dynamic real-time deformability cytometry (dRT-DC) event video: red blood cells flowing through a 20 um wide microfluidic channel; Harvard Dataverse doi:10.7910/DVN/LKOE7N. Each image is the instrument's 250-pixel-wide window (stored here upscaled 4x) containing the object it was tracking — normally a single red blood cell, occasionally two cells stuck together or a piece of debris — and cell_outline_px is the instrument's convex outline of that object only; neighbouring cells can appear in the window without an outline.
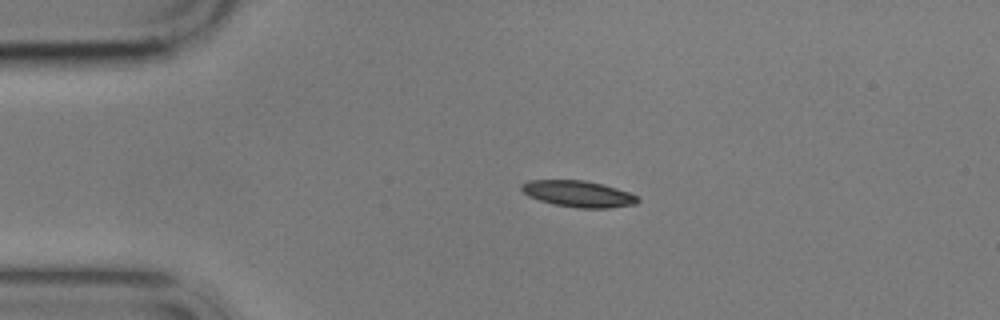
{"species": "common noctule bat (a hibernating species)", "species_latin": "Nyctalus noctula", "temperature_condition": "cold", "stored_images_in_passage": 6, "camera_frame_rate_fps": 3000, "um_per_image_px": 0.085, "animal": {"sex": "male", "body_mass_g": 17.9}, "frame": {"image": 1, "passage_image": 2, "time_ms": 1.333, "image_size_px": [1000, 320], "cell_outline_px": [[640, 200], [636, 204], [608, 208], [576, 208], [556, 204], [540, 200], [528, 196], [520, 188], [520, 184], [528, 180], [584, 180], [604, 184], [628, 192], [636, 196]], "centroid_in_image_um": [49.15, 16.47], "position_along_channel_um": 35.9, "area_um2": 17.8}}
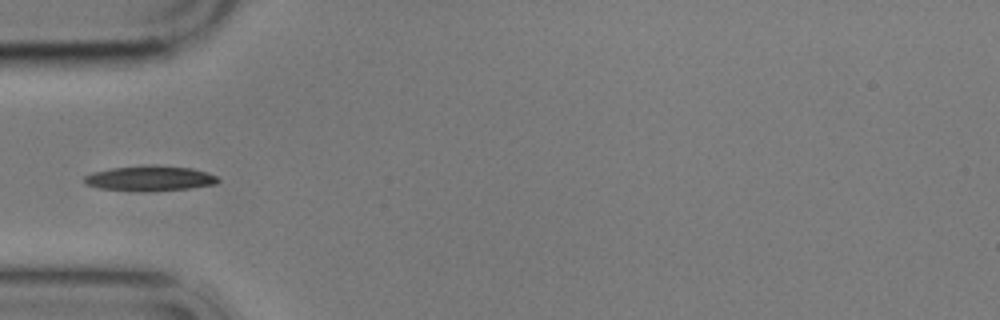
{"frame": {"image": 2, "passage_image": 4, "time_ms": 3.667, "image_size_px": [1000, 320], "cell_outline_px": [[220, 180], [216, 184], [188, 188], [148, 192], [144, 192], [100, 188], [84, 184], [84, 176], [92, 172], [112, 168], [192, 168], [216, 176]], "centroid_in_image_um": [12.7, 15.22], "position_along_channel_um": 72.3, "area_um2": 18.55}}
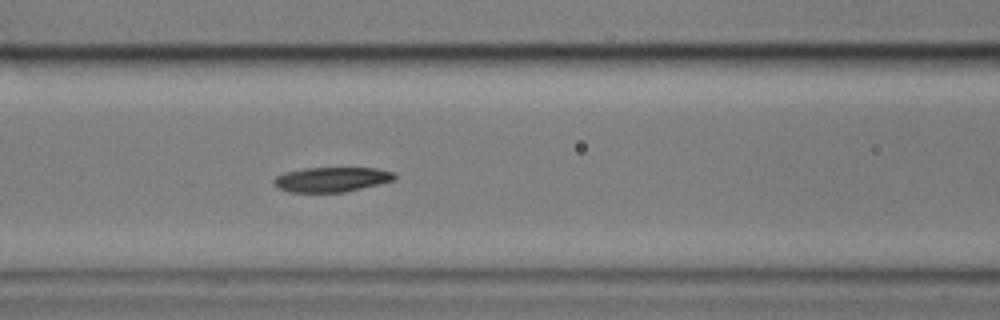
{"frame": {"image": 3, "passage_image": 6, "time_ms": 5.667, "image_size_px": [1000, 320], "cell_outline_px": [[396, 176], [392, 180], [344, 192], [288, 192], [280, 188], [272, 180], [276, 176], [284, 172], [304, 168], [376, 168], [392, 172]], "centroid_in_image_um": [28.13, 15.24], "position_along_channel_um": 138.5, "area_um2": 17.11}}